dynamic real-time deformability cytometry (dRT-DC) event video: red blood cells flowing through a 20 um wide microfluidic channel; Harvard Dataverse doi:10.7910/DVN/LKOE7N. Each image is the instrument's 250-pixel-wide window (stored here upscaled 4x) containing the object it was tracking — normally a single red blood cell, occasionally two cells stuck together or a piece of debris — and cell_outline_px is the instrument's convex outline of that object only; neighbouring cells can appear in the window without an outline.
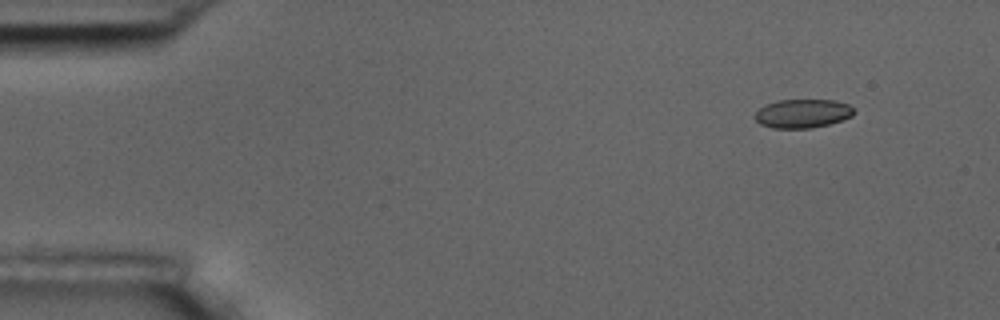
{"species": "common noctule bat (a hibernating species)", "species_latin": "Nyctalus noctula", "temperature_condition": "room temperature", "stored_images_in_passage": 6, "segment_of_instrument_passage": [2, 2], "camera_frame_rate_fps": 3000, "um_per_image_px": 0.085, "animal": {"sex": "male", "body_mass_g": 17.5, "forearm_length_mm": 52.3}, "frame": {"image": 1, "passage_image": 6, "time_ms": 6.0, "image_size_px": [1000, 320], "cell_outline_px": [[856, 112], [852, 116], [828, 124], [812, 128], [772, 128], [760, 124], [752, 116], [764, 104], [776, 100], [836, 100], [848, 104], [856, 108]], "centroid_in_image_um": [68.22, 9.64], "position_along_channel_um": 16.8, "area_um2": 16.82}}